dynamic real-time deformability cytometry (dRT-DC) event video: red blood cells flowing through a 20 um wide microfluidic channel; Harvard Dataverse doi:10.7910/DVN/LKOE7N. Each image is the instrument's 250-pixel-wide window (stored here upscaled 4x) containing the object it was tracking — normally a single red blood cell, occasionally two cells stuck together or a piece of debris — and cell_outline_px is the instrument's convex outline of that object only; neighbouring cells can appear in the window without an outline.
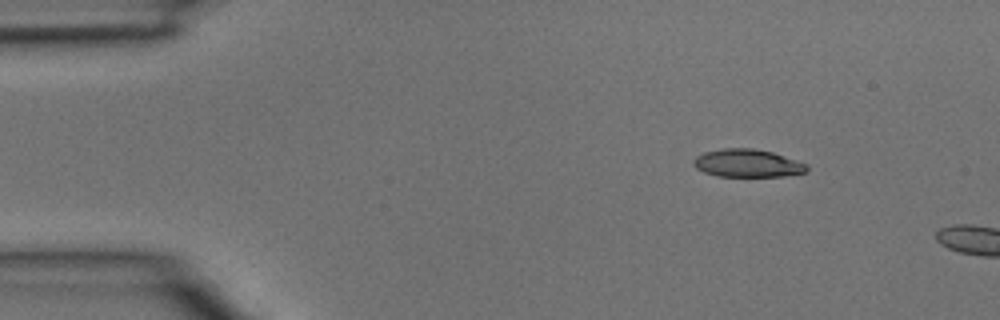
{"species": "common noctule bat (a hibernating species)", "species_latin": "Nyctalus noctula", "temperature_condition": "room temperature", "stored_images_in_passage": 2, "camera_frame_rate_fps": 3000, "um_per_image_px": 0.085, "animal": {"sex": "male", "body_mass_g": 15.6}, "frame": {"image": 1, "passage_image": 1, "time_ms": 0.0, "image_size_px": [1000, 320], "cell_outline_px": [[808, 168], [804, 172], [784, 176], [716, 176], [704, 172], [696, 168], [692, 164], [692, 160], [696, 156], [704, 152], [724, 148], [752, 148], [772, 152], [808, 164]], "centroid_in_image_um": [63.49, 13.87], "position_along_channel_um": 21.5, "area_um2": 18.38}}